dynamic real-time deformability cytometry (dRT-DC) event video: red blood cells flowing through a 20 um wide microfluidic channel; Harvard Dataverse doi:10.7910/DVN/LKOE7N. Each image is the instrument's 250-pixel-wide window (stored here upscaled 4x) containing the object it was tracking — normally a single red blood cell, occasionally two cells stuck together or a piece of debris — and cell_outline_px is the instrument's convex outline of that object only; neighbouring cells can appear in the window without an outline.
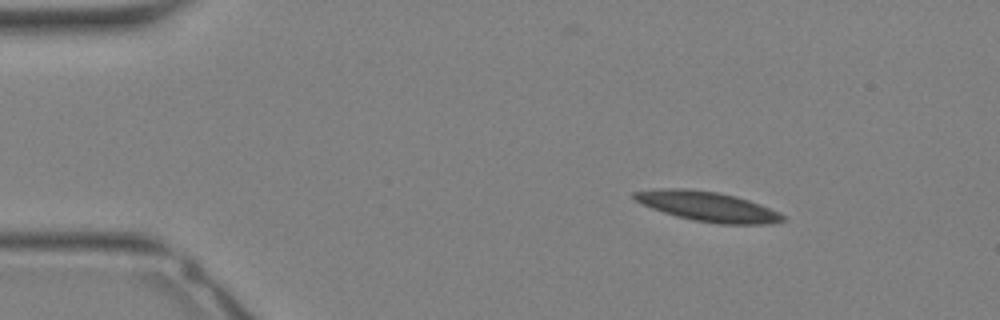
{"species": "Egyptian fruit bat (a non-hibernating species)", "species_latin": "Rousettus aegyptiacus", "temperature_condition": "warm", "stored_images_in_passage": 15, "camera_frame_rate_fps": 3000, "um_per_image_px": 0.085, "animal": {"sex": "female"}, "frame": {"image": 1, "passage_image": 1, "time_ms": 0.0, "image_size_px": [1000, 320], "cell_outline_px": [[784, 220], [772, 224], [720, 224], [696, 220], [676, 216], [652, 208], [636, 200], [632, 196], [632, 192], [656, 188], [688, 188], [716, 192], [736, 196], [760, 204], [780, 212], [784, 216]], "centroid_in_image_um": [60.16, 17.54], "position_along_channel_um": 24.8, "area_um2": 25.66}}
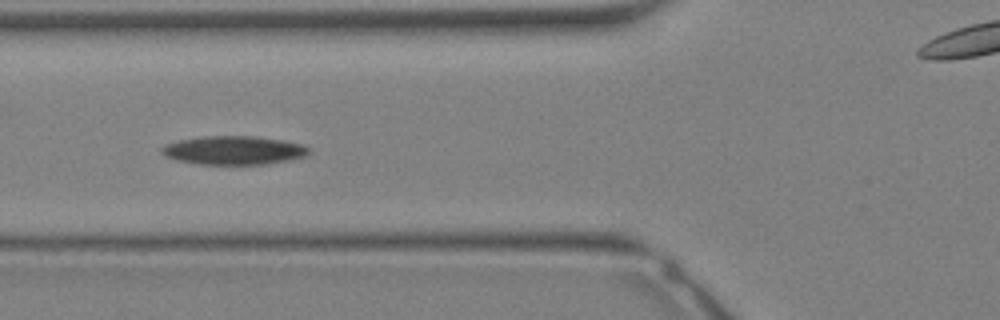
{"frame": {"image": 2, "passage_image": 9, "time_ms": 2.667, "image_size_px": [1000, 320], "cell_outline_px": [[312, 148], [304, 156], [288, 160], [264, 164], [196, 164], [176, 160], [164, 156], [160, 152], [160, 148], [164, 144], [176, 140], [204, 136], [252, 136], [284, 140], [304, 144]], "centroid_in_image_um": [19.82, 12.77], "position_along_channel_um": 106.0, "area_um2": 24.8}}
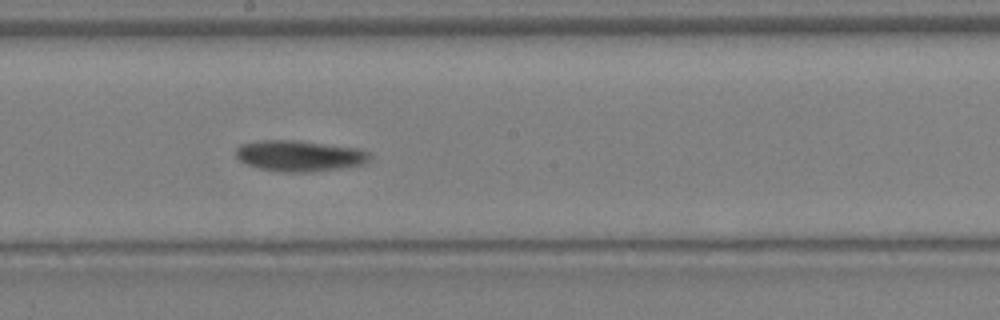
{"frame": {"image": 3, "passage_image": 15, "time_ms": 4.667, "image_size_px": [1000, 320], "cell_outline_px": [[372, 160], [368, 164], [340, 168], [308, 172], [280, 172], [260, 168], [248, 164], [240, 160], [236, 156], [236, 148], [240, 144], [264, 140], [300, 140], [360, 148], [368, 152], [372, 156]], "centroid_in_image_um": [25.53, 13.24], "position_along_channel_um": 222.7, "area_um2": 24.45}}